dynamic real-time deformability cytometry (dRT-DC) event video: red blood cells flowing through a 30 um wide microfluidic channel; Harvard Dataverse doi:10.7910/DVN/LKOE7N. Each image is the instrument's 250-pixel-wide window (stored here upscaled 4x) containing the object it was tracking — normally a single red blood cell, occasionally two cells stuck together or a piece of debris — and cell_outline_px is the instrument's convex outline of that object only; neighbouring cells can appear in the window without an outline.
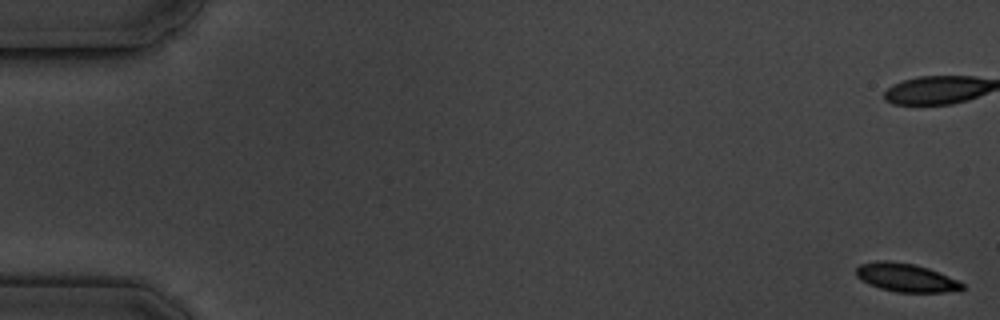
{"species": "common noctule bat (a hibernating species)", "species_latin": "Nyctalus noctula", "temperature_condition": "cold", "stored_images_in_passage": 11, "camera_frame_rate_fps": 3000, "um_per_image_px": 0.085, "animal": {"sex": "male", "body_mass_g": 19.5, "forearm_length_mm": 54.6}, "frame": {"image": 1, "passage_image": 1, "time_ms": 0.0, "image_size_px": [1000, 320], "cell_outline_px": [[964, 288], [960, 292], [896, 292], [880, 288], [868, 284], [856, 276], [856, 268], [860, 264], [876, 260], [888, 260], [916, 264], [928, 268], [956, 280], [964, 284]], "centroid_in_image_um": [77.0, 23.59], "position_along_channel_um": 8.0, "area_um2": 17.69}}